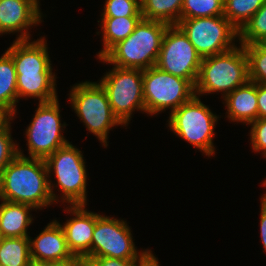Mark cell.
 Listing matches in <instances>:
<instances>
[{"label":"cell","mask_w":266,"mask_h":266,"mask_svg":"<svg viewBox=\"0 0 266 266\" xmlns=\"http://www.w3.org/2000/svg\"><path fill=\"white\" fill-rule=\"evenodd\" d=\"M49 177L44 159L26 157L18 148V155L0 176V199L26 204L34 209L57 203L58 197L53 191L55 186Z\"/></svg>","instance_id":"cell-1"},{"label":"cell","mask_w":266,"mask_h":266,"mask_svg":"<svg viewBox=\"0 0 266 266\" xmlns=\"http://www.w3.org/2000/svg\"><path fill=\"white\" fill-rule=\"evenodd\" d=\"M44 38L33 42L15 40L6 51L15 65L18 99L34 97L39 103L57 99L55 73Z\"/></svg>","instance_id":"cell-2"},{"label":"cell","mask_w":266,"mask_h":266,"mask_svg":"<svg viewBox=\"0 0 266 266\" xmlns=\"http://www.w3.org/2000/svg\"><path fill=\"white\" fill-rule=\"evenodd\" d=\"M167 27L164 22L142 18L126 39L99 60L120 68L145 70L156 66Z\"/></svg>","instance_id":"cell-3"},{"label":"cell","mask_w":266,"mask_h":266,"mask_svg":"<svg viewBox=\"0 0 266 266\" xmlns=\"http://www.w3.org/2000/svg\"><path fill=\"white\" fill-rule=\"evenodd\" d=\"M249 81L248 58L244 45L202 58L195 94L223 92V98Z\"/></svg>","instance_id":"cell-4"},{"label":"cell","mask_w":266,"mask_h":266,"mask_svg":"<svg viewBox=\"0 0 266 266\" xmlns=\"http://www.w3.org/2000/svg\"><path fill=\"white\" fill-rule=\"evenodd\" d=\"M69 96L77 116L102 146L107 147L109 130L123 124L114 115L104 88L99 83L85 81L76 84Z\"/></svg>","instance_id":"cell-5"},{"label":"cell","mask_w":266,"mask_h":266,"mask_svg":"<svg viewBox=\"0 0 266 266\" xmlns=\"http://www.w3.org/2000/svg\"><path fill=\"white\" fill-rule=\"evenodd\" d=\"M217 119L218 117L211 112L209 107L205 106L195 95L190 101L170 113L168 127L205 155L213 156L215 147L212 137L215 136L213 132Z\"/></svg>","instance_id":"cell-6"},{"label":"cell","mask_w":266,"mask_h":266,"mask_svg":"<svg viewBox=\"0 0 266 266\" xmlns=\"http://www.w3.org/2000/svg\"><path fill=\"white\" fill-rule=\"evenodd\" d=\"M143 95L145 113L154 115L167 108L172 113L196 94L195 85L190 80L153 66L143 70Z\"/></svg>","instance_id":"cell-7"},{"label":"cell","mask_w":266,"mask_h":266,"mask_svg":"<svg viewBox=\"0 0 266 266\" xmlns=\"http://www.w3.org/2000/svg\"><path fill=\"white\" fill-rule=\"evenodd\" d=\"M114 115L123 125L129 124L132 112H145L143 95V70L114 66L101 78Z\"/></svg>","instance_id":"cell-8"},{"label":"cell","mask_w":266,"mask_h":266,"mask_svg":"<svg viewBox=\"0 0 266 266\" xmlns=\"http://www.w3.org/2000/svg\"><path fill=\"white\" fill-rule=\"evenodd\" d=\"M48 175L54 171L63 202L86 205L87 173L82 152L71 143L45 159Z\"/></svg>","instance_id":"cell-9"},{"label":"cell","mask_w":266,"mask_h":266,"mask_svg":"<svg viewBox=\"0 0 266 266\" xmlns=\"http://www.w3.org/2000/svg\"><path fill=\"white\" fill-rule=\"evenodd\" d=\"M177 25L202 58L233 49V41L239 37V31L224 15L180 19Z\"/></svg>","instance_id":"cell-10"},{"label":"cell","mask_w":266,"mask_h":266,"mask_svg":"<svg viewBox=\"0 0 266 266\" xmlns=\"http://www.w3.org/2000/svg\"><path fill=\"white\" fill-rule=\"evenodd\" d=\"M202 57L178 25H168L156 67L196 84Z\"/></svg>","instance_id":"cell-11"},{"label":"cell","mask_w":266,"mask_h":266,"mask_svg":"<svg viewBox=\"0 0 266 266\" xmlns=\"http://www.w3.org/2000/svg\"><path fill=\"white\" fill-rule=\"evenodd\" d=\"M33 117L26 130L29 157L45 160L69 143L61 134L66 124H61L58 98L39 103Z\"/></svg>","instance_id":"cell-12"},{"label":"cell","mask_w":266,"mask_h":266,"mask_svg":"<svg viewBox=\"0 0 266 266\" xmlns=\"http://www.w3.org/2000/svg\"><path fill=\"white\" fill-rule=\"evenodd\" d=\"M127 222L97 214L93 231L91 257L142 259L150 250L137 252ZM140 253V255H139Z\"/></svg>","instance_id":"cell-13"},{"label":"cell","mask_w":266,"mask_h":266,"mask_svg":"<svg viewBox=\"0 0 266 266\" xmlns=\"http://www.w3.org/2000/svg\"><path fill=\"white\" fill-rule=\"evenodd\" d=\"M38 0H0V33L20 32L16 40H29L28 28L41 21Z\"/></svg>","instance_id":"cell-14"},{"label":"cell","mask_w":266,"mask_h":266,"mask_svg":"<svg viewBox=\"0 0 266 266\" xmlns=\"http://www.w3.org/2000/svg\"><path fill=\"white\" fill-rule=\"evenodd\" d=\"M67 210L75 216L61 225L68 248L74 256L90 258L97 213L87 211L85 205H71Z\"/></svg>","instance_id":"cell-15"},{"label":"cell","mask_w":266,"mask_h":266,"mask_svg":"<svg viewBox=\"0 0 266 266\" xmlns=\"http://www.w3.org/2000/svg\"><path fill=\"white\" fill-rule=\"evenodd\" d=\"M32 261L60 262L72 258L61 224L54 220L33 240L30 238Z\"/></svg>","instance_id":"cell-16"},{"label":"cell","mask_w":266,"mask_h":266,"mask_svg":"<svg viewBox=\"0 0 266 266\" xmlns=\"http://www.w3.org/2000/svg\"><path fill=\"white\" fill-rule=\"evenodd\" d=\"M231 121L250 124L258 118L257 83L248 81L223 99Z\"/></svg>","instance_id":"cell-17"},{"label":"cell","mask_w":266,"mask_h":266,"mask_svg":"<svg viewBox=\"0 0 266 266\" xmlns=\"http://www.w3.org/2000/svg\"><path fill=\"white\" fill-rule=\"evenodd\" d=\"M32 206L2 200L0 204V232L2 237H30L27 227L32 223Z\"/></svg>","instance_id":"cell-18"},{"label":"cell","mask_w":266,"mask_h":266,"mask_svg":"<svg viewBox=\"0 0 266 266\" xmlns=\"http://www.w3.org/2000/svg\"><path fill=\"white\" fill-rule=\"evenodd\" d=\"M143 17H102L103 50L98 58L103 57L119 41L126 39Z\"/></svg>","instance_id":"cell-19"},{"label":"cell","mask_w":266,"mask_h":266,"mask_svg":"<svg viewBox=\"0 0 266 266\" xmlns=\"http://www.w3.org/2000/svg\"><path fill=\"white\" fill-rule=\"evenodd\" d=\"M17 94V73L13 59L5 52L0 57V108L15 116Z\"/></svg>","instance_id":"cell-20"},{"label":"cell","mask_w":266,"mask_h":266,"mask_svg":"<svg viewBox=\"0 0 266 266\" xmlns=\"http://www.w3.org/2000/svg\"><path fill=\"white\" fill-rule=\"evenodd\" d=\"M184 0H140L144 19L177 25Z\"/></svg>","instance_id":"cell-21"},{"label":"cell","mask_w":266,"mask_h":266,"mask_svg":"<svg viewBox=\"0 0 266 266\" xmlns=\"http://www.w3.org/2000/svg\"><path fill=\"white\" fill-rule=\"evenodd\" d=\"M30 237H3L0 266H31Z\"/></svg>","instance_id":"cell-22"},{"label":"cell","mask_w":266,"mask_h":266,"mask_svg":"<svg viewBox=\"0 0 266 266\" xmlns=\"http://www.w3.org/2000/svg\"><path fill=\"white\" fill-rule=\"evenodd\" d=\"M266 0H224L223 15L240 31Z\"/></svg>","instance_id":"cell-23"},{"label":"cell","mask_w":266,"mask_h":266,"mask_svg":"<svg viewBox=\"0 0 266 266\" xmlns=\"http://www.w3.org/2000/svg\"><path fill=\"white\" fill-rule=\"evenodd\" d=\"M224 0H184L181 19L223 15Z\"/></svg>","instance_id":"cell-24"},{"label":"cell","mask_w":266,"mask_h":266,"mask_svg":"<svg viewBox=\"0 0 266 266\" xmlns=\"http://www.w3.org/2000/svg\"><path fill=\"white\" fill-rule=\"evenodd\" d=\"M266 36V2L249 19L239 31V42L242 45L256 44Z\"/></svg>","instance_id":"cell-25"},{"label":"cell","mask_w":266,"mask_h":266,"mask_svg":"<svg viewBox=\"0 0 266 266\" xmlns=\"http://www.w3.org/2000/svg\"><path fill=\"white\" fill-rule=\"evenodd\" d=\"M248 58L249 81L266 85V51L257 43L244 45Z\"/></svg>","instance_id":"cell-26"},{"label":"cell","mask_w":266,"mask_h":266,"mask_svg":"<svg viewBox=\"0 0 266 266\" xmlns=\"http://www.w3.org/2000/svg\"><path fill=\"white\" fill-rule=\"evenodd\" d=\"M103 17H143L140 0H105Z\"/></svg>","instance_id":"cell-27"},{"label":"cell","mask_w":266,"mask_h":266,"mask_svg":"<svg viewBox=\"0 0 266 266\" xmlns=\"http://www.w3.org/2000/svg\"><path fill=\"white\" fill-rule=\"evenodd\" d=\"M10 122L0 131V176L4 168L18 155V145L11 137Z\"/></svg>","instance_id":"cell-28"},{"label":"cell","mask_w":266,"mask_h":266,"mask_svg":"<svg viewBox=\"0 0 266 266\" xmlns=\"http://www.w3.org/2000/svg\"><path fill=\"white\" fill-rule=\"evenodd\" d=\"M250 139L253 150L255 152L261 151L266 157V118H257L250 123Z\"/></svg>","instance_id":"cell-29"},{"label":"cell","mask_w":266,"mask_h":266,"mask_svg":"<svg viewBox=\"0 0 266 266\" xmlns=\"http://www.w3.org/2000/svg\"><path fill=\"white\" fill-rule=\"evenodd\" d=\"M140 260L141 259H117L110 257L87 258L89 266H138Z\"/></svg>","instance_id":"cell-30"},{"label":"cell","mask_w":266,"mask_h":266,"mask_svg":"<svg viewBox=\"0 0 266 266\" xmlns=\"http://www.w3.org/2000/svg\"><path fill=\"white\" fill-rule=\"evenodd\" d=\"M258 118H266V85L257 83Z\"/></svg>","instance_id":"cell-31"},{"label":"cell","mask_w":266,"mask_h":266,"mask_svg":"<svg viewBox=\"0 0 266 266\" xmlns=\"http://www.w3.org/2000/svg\"><path fill=\"white\" fill-rule=\"evenodd\" d=\"M260 230L261 240L263 243L264 251L266 252V203L261 200V211H260Z\"/></svg>","instance_id":"cell-32"},{"label":"cell","mask_w":266,"mask_h":266,"mask_svg":"<svg viewBox=\"0 0 266 266\" xmlns=\"http://www.w3.org/2000/svg\"><path fill=\"white\" fill-rule=\"evenodd\" d=\"M55 266H89L87 262V258L84 256H73L72 258L55 262Z\"/></svg>","instance_id":"cell-33"},{"label":"cell","mask_w":266,"mask_h":266,"mask_svg":"<svg viewBox=\"0 0 266 266\" xmlns=\"http://www.w3.org/2000/svg\"><path fill=\"white\" fill-rule=\"evenodd\" d=\"M138 266H159L157 258L149 251L140 261Z\"/></svg>","instance_id":"cell-34"},{"label":"cell","mask_w":266,"mask_h":266,"mask_svg":"<svg viewBox=\"0 0 266 266\" xmlns=\"http://www.w3.org/2000/svg\"><path fill=\"white\" fill-rule=\"evenodd\" d=\"M13 117L5 109L0 108V131L12 120Z\"/></svg>","instance_id":"cell-35"},{"label":"cell","mask_w":266,"mask_h":266,"mask_svg":"<svg viewBox=\"0 0 266 266\" xmlns=\"http://www.w3.org/2000/svg\"><path fill=\"white\" fill-rule=\"evenodd\" d=\"M31 266H55V262L32 261Z\"/></svg>","instance_id":"cell-36"},{"label":"cell","mask_w":266,"mask_h":266,"mask_svg":"<svg viewBox=\"0 0 266 266\" xmlns=\"http://www.w3.org/2000/svg\"><path fill=\"white\" fill-rule=\"evenodd\" d=\"M257 44L266 51V36L257 42Z\"/></svg>","instance_id":"cell-37"},{"label":"cell","mask_w":266,"mask_h":266,"mask_svg":"<svg viewBox=\"0 0 266 266\" xmlns=\"http://www.w3.org/2000/svg\"><path fill=\"white\" fill-rule=\"evenodd\" d=\"M262 185L266 186V180L263 182ZM261 200L266 203V194L263 195V197L261 198Z\"/></svg>","instance_id":"cell-38"}]
</instances>
